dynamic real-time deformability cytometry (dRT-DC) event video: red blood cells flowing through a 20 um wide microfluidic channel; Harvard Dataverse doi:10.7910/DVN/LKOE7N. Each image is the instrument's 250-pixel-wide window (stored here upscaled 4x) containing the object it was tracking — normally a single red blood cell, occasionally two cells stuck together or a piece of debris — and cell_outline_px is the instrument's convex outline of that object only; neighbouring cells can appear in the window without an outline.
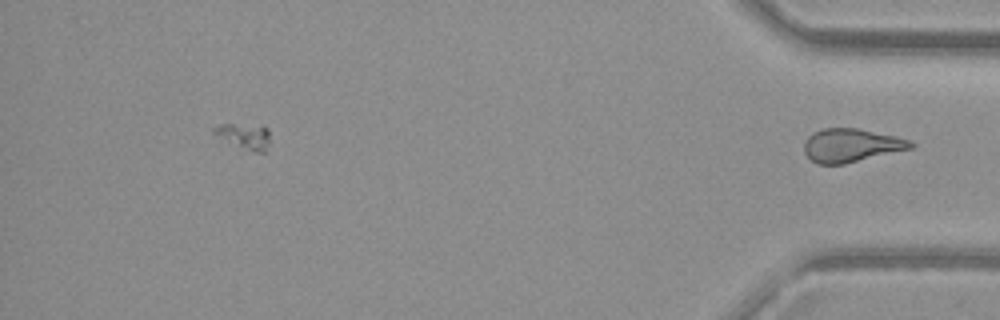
{"species": "common noctule bat (a hibernating species)", "species_latin": "Nyctalus noctula", "temperature_condition": "warm", "stored_images_in_passage": 50, "camera_frame_rate_fps": 3000, "um_per_image_px": 0.085, "animal": {"sex": "female", "body_mass_g": 29.2, "forearm_length_mm": 56.3}, "frame": {"image": 1, "passage_image": 50, "time_ms": 16.333, "image_size_px": [1000, 320], "cell_outline_px": [[916, 144], [912, 148], [844, 164], [816, 164], [804, 152], [804, 140], [812, 132], [824, 128], [856, 128], [896, 136], [912, 140]], "centroid_in_image_um": [72.35, 12.35], "position_along_channel_um": 362.9, "area_um2": 20.81}}